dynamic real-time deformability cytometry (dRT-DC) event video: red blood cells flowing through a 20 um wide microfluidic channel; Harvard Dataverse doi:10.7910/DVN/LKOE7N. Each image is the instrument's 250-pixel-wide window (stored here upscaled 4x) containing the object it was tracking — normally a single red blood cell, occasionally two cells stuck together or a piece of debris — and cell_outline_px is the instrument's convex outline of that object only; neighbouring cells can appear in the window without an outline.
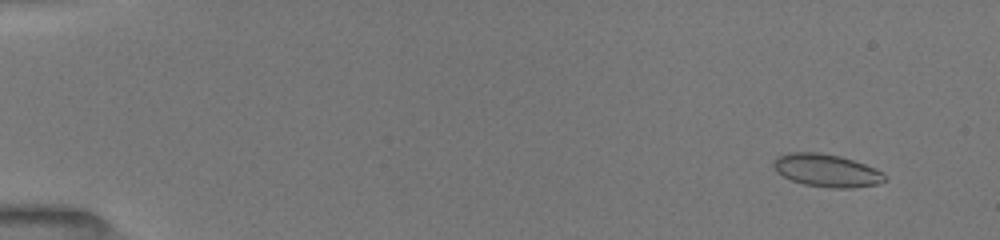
{"species": "common noctule bat (a hibernating species)", "species_latin": "Nyctalus noctula", "temperature_condition": "room temperature", "stored_images_in_passage": 53, "camera_frame_rate_fps": 3000, "um_per_image_px": 0.085, "animal": {"sex": "female", "body_mass_g": 19.5, "forearm_length_mm": 54.1}, "frame": {"image": 1, "passage_image": 5, "time_ms": 1.333, "image_size_px": [1000, 240], "cell_outline_px": [[888, 180], [876, 184], [852, 188], [832, 188], [804, 184], [792, 180], [776, 172], [772, 164], [776, 156], [788, 152], [816, 152], [840, 156], [876, 168], [884, 172], [888, 176]], "centroid_in_image_um": [70.28, 14.49], "position_along_channel_um": 14.7, "area_um2": 21.39}}
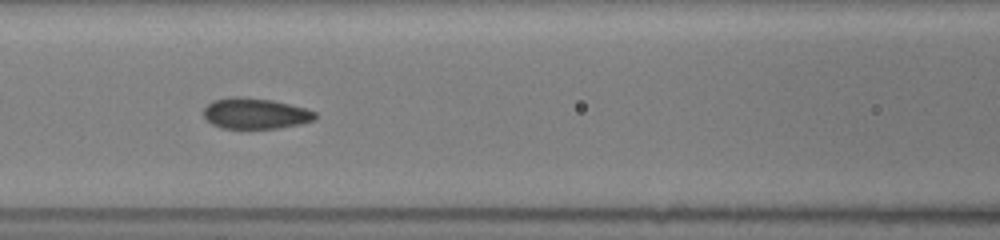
{"frame": {"image": 2, "passage_image": 25, "time_ms": 8.0, "image_size_px": [1000, 240], "cell_outline_px": [[316, 120], [300, 124], [280, 128], [220, 128], [212, 124], [204, 116], [204, 108], [212, 100], [228, 96], [240, 96], [272, 100], [304, 108], [316, 112]], "centroid_in_image_um": [21.69, 9.64], "position_along_channel_um": 144.9, "area_um2": 20.11}}
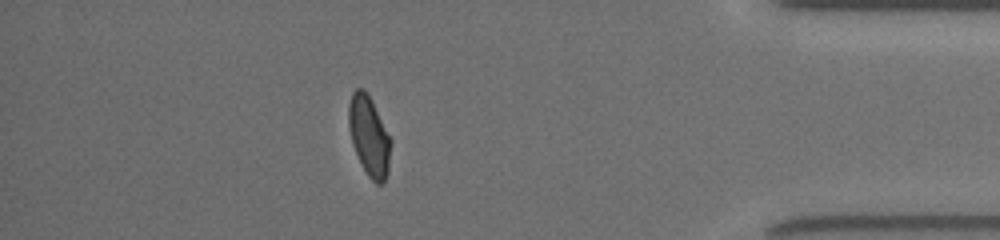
{"frame": {"image": 3, "passage_image": 47, "time_ms": 15.333, "image_size_px": [1000, 240], "cell_outline_px": [[392, 144], [388, 172], [384, 180], [380, 184], [376, 184], [368, 176], [352, 144], [348, 124], [348, 104], [352, 92], [356, 88], [364, 88], [368, 92], [392, 140]], "centroid_in_image_um": [31.38, 11.52], "position_along_channel_um": 403.8, "area_um2": 19.77}}